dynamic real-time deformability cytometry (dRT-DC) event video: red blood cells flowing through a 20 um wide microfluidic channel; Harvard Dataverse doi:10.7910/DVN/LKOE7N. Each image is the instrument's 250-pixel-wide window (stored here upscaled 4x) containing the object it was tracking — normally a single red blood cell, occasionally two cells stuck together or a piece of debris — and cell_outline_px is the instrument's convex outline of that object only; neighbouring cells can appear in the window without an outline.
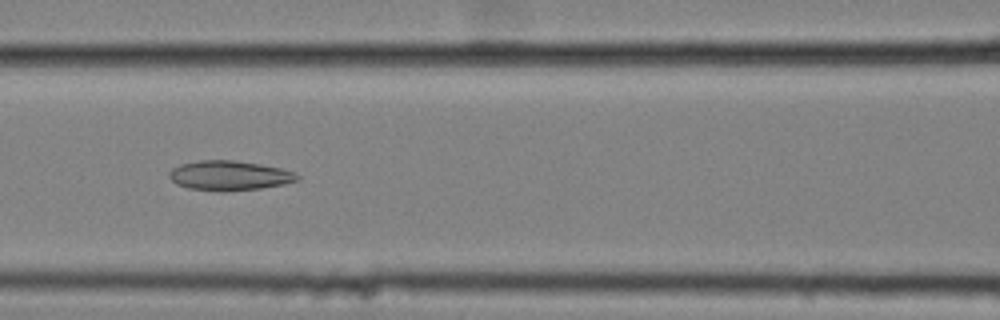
{"species": "common noctule bat (a hibernating species)", "species_latin": "Nyctalus noctula", "temperature_condition": "cold", "stored_images_in_passage": 26, "camera_frame_rate_fps": 3000, "um_per_image_px": 0.085, "animal": {"sex": "female", "body_mass_g": 25.1}, "frame": {"image": 1, "passage_image": 21, "time_ms": 6.667, "image_size_px": [1000, 320], "cell_outline_px": [[300, 180], [284, 184], [260, 188], [224, 192], [188, 188], [176, 184], [168, 176], [168, 172], [172, 168], [180, 164], [200, 160], [236, 160], [260, 164], [280, 168], [296, 172], [300, 176]], "centroid_in_image_um": [19.5, 14.92], "position_along_channel_um": 147.1, "area_um2": 22.37}}